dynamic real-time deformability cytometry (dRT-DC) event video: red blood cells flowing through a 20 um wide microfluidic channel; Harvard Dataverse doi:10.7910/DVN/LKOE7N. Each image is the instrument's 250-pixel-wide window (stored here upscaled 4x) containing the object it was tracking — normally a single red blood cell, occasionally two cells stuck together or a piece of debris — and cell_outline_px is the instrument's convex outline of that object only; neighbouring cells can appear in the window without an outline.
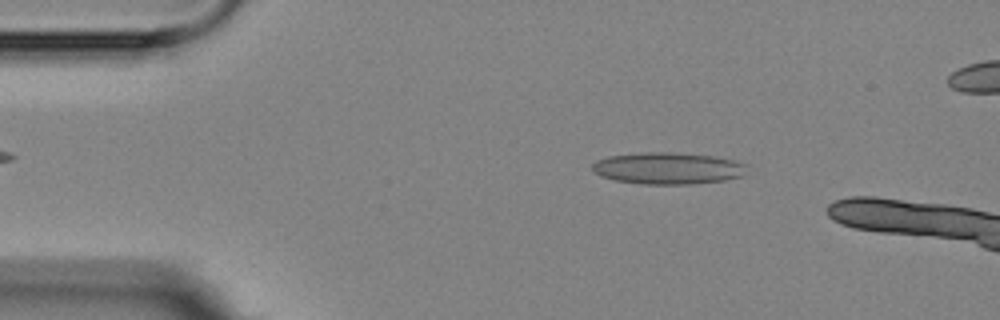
{"species": "Egyptian fruit bat (a non-hibernating species)", "species_latin": "Rousettus aegyptiacus", "temperature_condition": "room temperature", "stored_images_in_passage": 4, "camera_frame_rate_fps": 3000, "um_per_image_px": 0.085, "animal": {"sex": "female"}, "frame": {"image": 1, "passage_image": 2, "time_ms": 1.333, "image_size_px": [1000, 320], "cell_outline_px": [[748, 164], [744, 176], [724, 180], [692, 184], [640, 184], [616, 180], [600, 176], [592, 168], [592, 164], [596, 160], [608, 156], [644, 152], [668, 152], [712, 156], [732, 160]], "centroid_in_image_um": [56.78, 14.3], "position_along_channel_um": 28.2, "area_um2": 28.61}}